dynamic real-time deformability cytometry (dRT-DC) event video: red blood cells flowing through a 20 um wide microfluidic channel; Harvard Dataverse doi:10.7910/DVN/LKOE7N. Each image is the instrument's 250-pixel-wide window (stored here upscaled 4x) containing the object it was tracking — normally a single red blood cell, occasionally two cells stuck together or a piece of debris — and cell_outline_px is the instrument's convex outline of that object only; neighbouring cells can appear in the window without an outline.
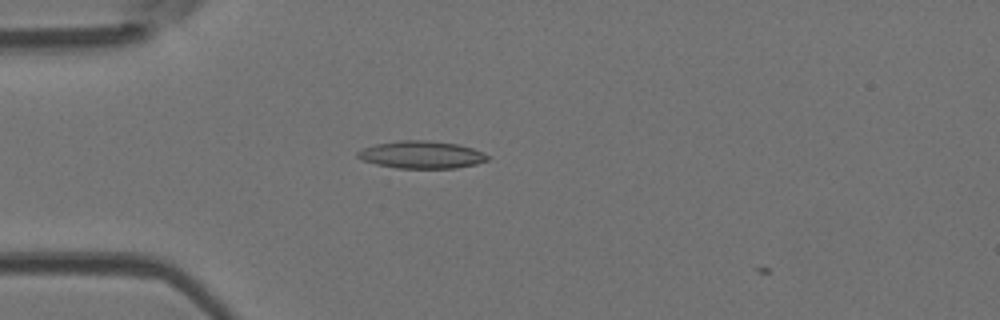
{"species": "Egyptian fruit bat (a non-hibernating species)", "species_latin": "Rousettus aegyptiacus", "temperature_condition": "room temperature", "stored_images_in_passage": 2, "camera_frame_rate_fps": 3000, "um_per_image_px": 0.085, "animal": {"sex": "female"}, "frame": {"image": 1, "passage_image": 1, "time_ms": 0.0, "image_size_px": [1000, 320], "cell_outline_px": [[488, 160], [476, 164], [456, 168], [396, 168], [376, 164], [364, 160], [356, 156], [356, 152], [364, 148], [376, 144], [400, 140], [428, 140], [456, 144], [472, 148], [484, 152], [488, 156]], "centroid_in_image_um": [35.84, 13.15], "position_along_channel_um": 49.2, "area_um2": 20.69}}